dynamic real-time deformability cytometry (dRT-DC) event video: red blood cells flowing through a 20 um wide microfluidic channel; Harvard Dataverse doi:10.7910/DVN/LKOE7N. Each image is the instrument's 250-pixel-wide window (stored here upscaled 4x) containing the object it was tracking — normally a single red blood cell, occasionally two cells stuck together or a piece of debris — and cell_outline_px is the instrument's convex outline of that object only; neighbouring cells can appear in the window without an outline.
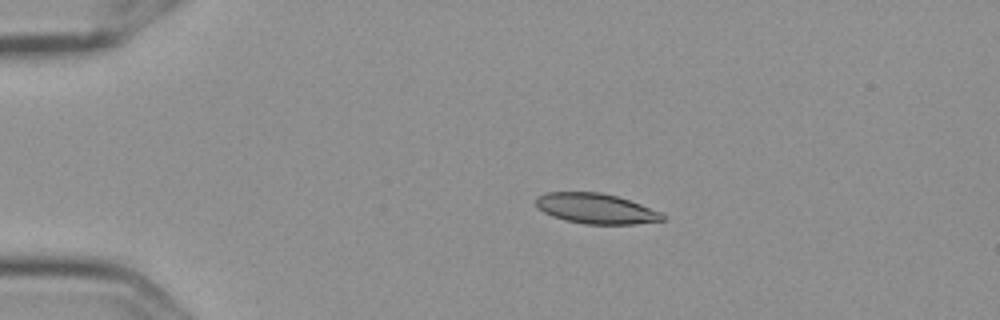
{"species": "Egyptian fruit bat (a non-hibernating species)", "species_latin": "Rousettus aegyptiacus", "temperature_condition": "cold", "stored_images_in_passage": 7, "camera_frame_rate_fps": 3000, "um_per_image_px": 0.085, "frame": {"image": 1, "passage_image": 1, "time_ms": 0.0, "image_size_px": [1000, 320], "cell_outline_px": [[668, 216], [664, 220], [636, 224], [584, 224], [564, 220], [552, 216], [544, 212], [536, 204], [536, 196], [544, 192], [600, 192], [616, 196], [640, 204], [660, 212]], "centroid_in_image_um": [50.65, 17.73], "position_along_channel_um": 34.4, "area_um2": 22.31}}
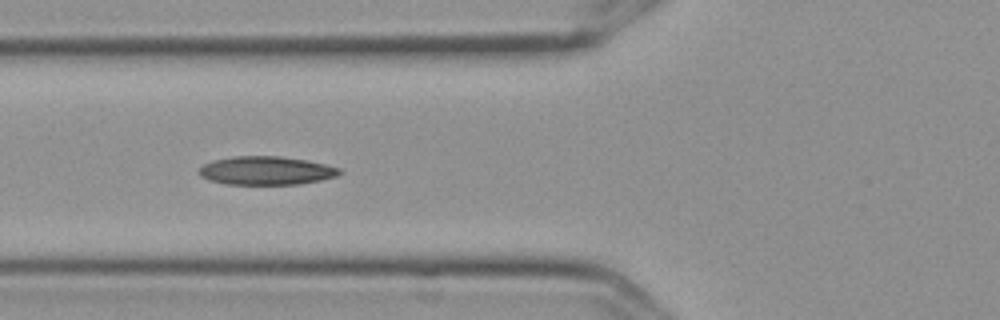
{"frame": {"image": 2, "passage_image": 4, "time_ms": 1.0, "image_size_px": [1000, 320], "cell_outline_px": [[344, 172], [336, 176], [320, 180], [300, 184], [224, 184], [208, 180], [200, 176], [200, 168], [204, 164], [212, 160], [236, 156], [280, 156], [308, 160], [340, 168]], "centroid_in_image_um": [22.64, 14.5], "position_along_channel_um": 103.2, "area_um2": 23.35}}
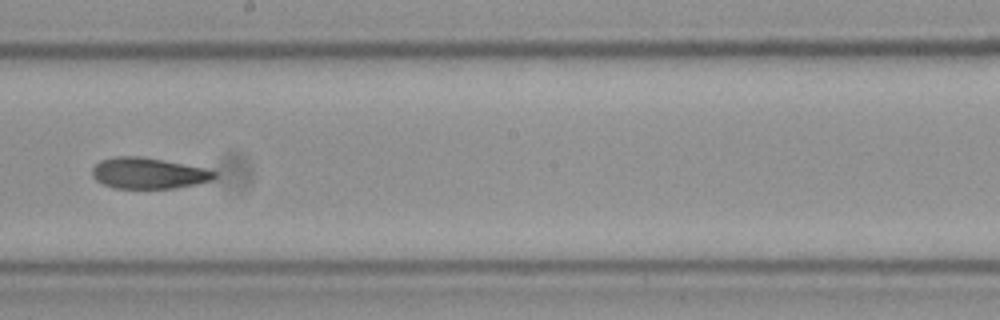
{"frame": {"image": 3, "passage_image": 7, "time_ms": 2.0, "image_size_px": [1000, 320], "cell_outline_px": [[216, 176], [212, 180], [196, 184], [176, 188], [116, 188], [104, 184], [96, 180], [92, 176], [92, 168], [100, 160], [116, 156], [140, 156], [204, 168], [216, 172]], "centroid_in_image_um": [12.59, 14.72], "position_along_channel_um": 235.6, "area_um2": 21.91}}